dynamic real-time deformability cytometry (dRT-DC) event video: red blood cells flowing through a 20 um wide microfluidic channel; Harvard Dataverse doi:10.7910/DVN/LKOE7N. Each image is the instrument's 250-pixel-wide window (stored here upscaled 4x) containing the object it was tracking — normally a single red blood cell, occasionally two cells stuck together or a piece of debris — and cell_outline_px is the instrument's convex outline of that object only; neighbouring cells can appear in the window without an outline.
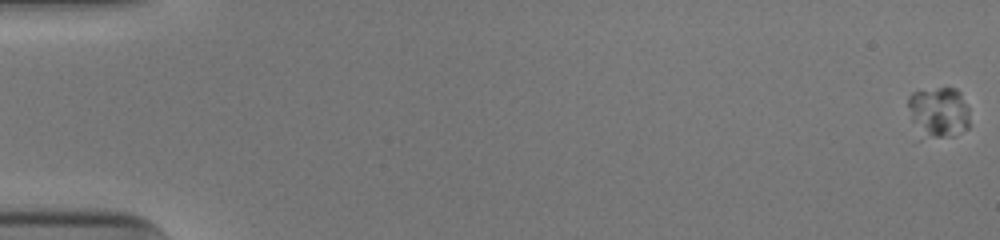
{"species": "human", "species_latin": "Homo sapiens", "temperature_condition": "cold", "stored_images_in_passage": 54, "camera_frame_rate_fps": 3000, "um_per_image_px": 0.085, "donor": {"sex": "male"}, "frame": {"image": 1, "passage_image": 1, "time_ms": 0.0, "image_size_px": [1000, 240], "cell_outline_px": [[968, 128], [956, 136], [932, 136], [912, 120], [908, 104], [908, 96], [912, 92], [940, 88], [956, 88], [960, 92], [968, 108]], "centroid_in_image_um": [79.85, 9.47], "position_along_channel_um": 5.1, "area_um2": 17.28}}
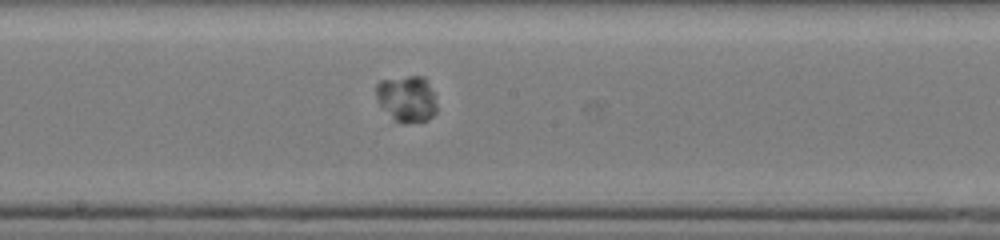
{"frame": {"image": 2, "passage_image": 31, "time_ms": 10.0, "image_size_px": [1000, 240], "cell_outline_px": [[436, 112], [428, 120], [404, 124], [396, 120], [380, 104], [376, 96], [376, 84], [380, 80], [408, 76], [424, 76], [432, 92], [436, 104]], "centroid_in_image_um": [34.58, 8.38], "position_along_channel_um": 213.6, "area_um2": 16.13}}
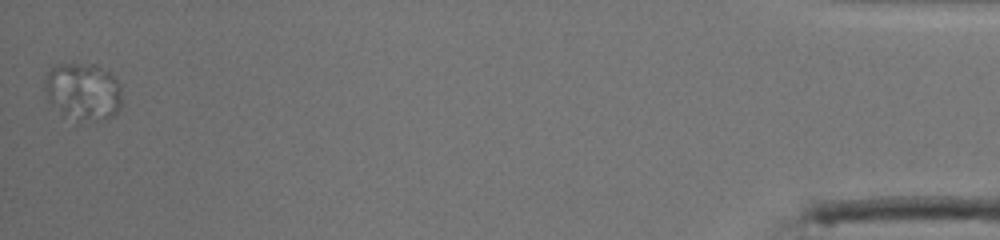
{"frame": {"image": 3, "passage_image": 54, "time_ms": 17.667, "image_size_px": [1000, 240], "cell_outline_px": [[120, 108], [112, 116], [104, 120], [76, 124], [64, 116], [48, 100], [44, 88], [44, 80], [48, 72], [56, 64], [96, 64], [108, 72], [120, 84]], "centroid_in_image_um": [7.04, 7.84], "position_along_channel_um": 428.2, "area_um2": 26.3}}